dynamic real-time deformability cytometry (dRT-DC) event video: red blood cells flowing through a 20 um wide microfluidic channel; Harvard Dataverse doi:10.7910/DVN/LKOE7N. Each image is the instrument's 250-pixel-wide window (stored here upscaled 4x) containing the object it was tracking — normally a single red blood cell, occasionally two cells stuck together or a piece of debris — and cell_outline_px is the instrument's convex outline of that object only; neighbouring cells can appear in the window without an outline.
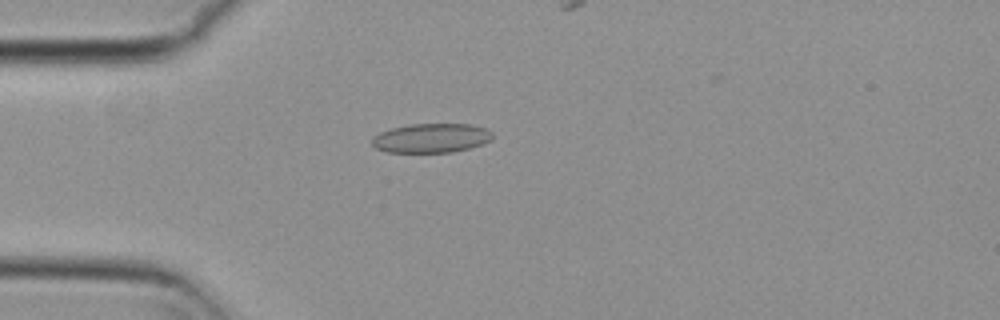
{"species": "common noctule bat (a hibernating species)", "species_latin": "Nyctalus noctula", "temperature_condition": "cold", "stored_images_in_passage": 45, "camera_frame_rate_fps": 3000, "um_per_image_px": 0.085, "animal": {"sex": "female", "body_mass_g": 29.2, "forearm_length_mm": 56.3}, "frame": {"image": 1, "passage_image": 15, "time_ms": 4.667, "image_size_px": [1000, 320], "cell_outline_px": [[492, 140], [484, 144], [452, 152], [388, 152], [376, 148], [372, 144], [372, 136], [380, 132], [392, 128], [408, 124], [472, 124], [484, 128], [492, 132]], "centroid_in_image_um": [36.66, 11.73], "position_along_channel_um": 48.3, "area_um2": 20.58}}
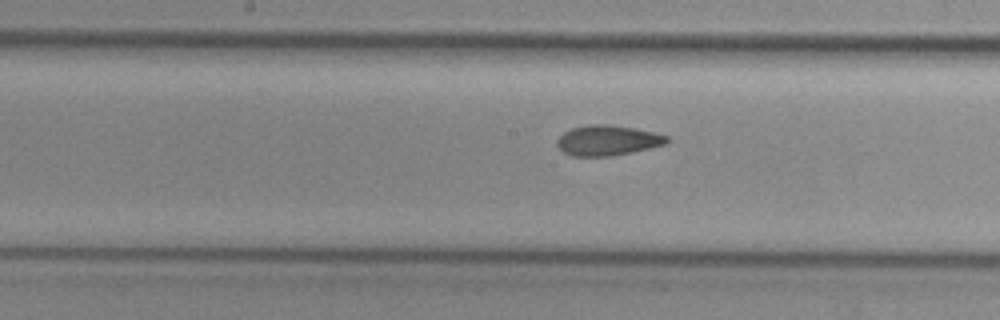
{"frame": {"image": 2, "passage_image": 28, "time_ms": 9.0, "image_size_px": [1000, 320], "cell_outline_px": [[668, 140], [664, 144], [648, 148], [608, 156], [572, 156], [564, 152], [556, 144], [556, 140], [564, 132], [572, 128], [588, 124], [612, 124], [656, 132], [668, 136]], "centroid_in_image_um": [51.62, 11.91], "position_along_channel_um": 196.6, "area_um2": 19.19}}
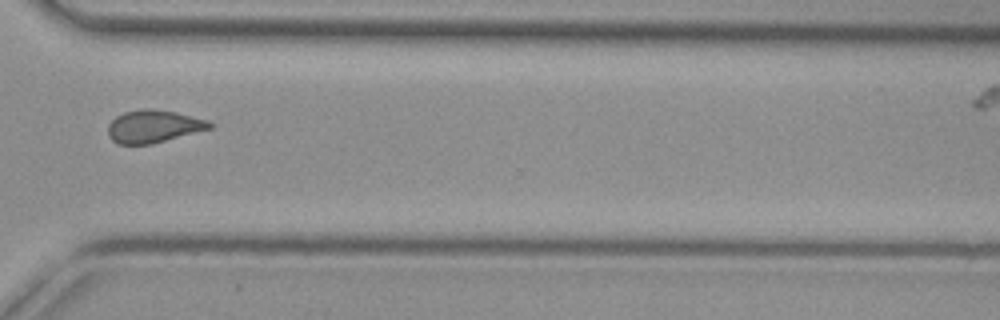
{"frame": {"image": 3, "passage_image": 41, "time_ms": 13.333, "image_size_px": [1000, 320], "cell_outline_px": [[212, 128], [152, 144], [120, 144], [112, 140], [108, 136], [108, 124], [116, 116], [124, 112], [144, 108], [148, 108], [176, 112], [208, 120], [212, 124]], "centroid_in_image_um": [13.04, 10.74], "position_along_channel_um": 357.6, "area_um2": 19.31}}